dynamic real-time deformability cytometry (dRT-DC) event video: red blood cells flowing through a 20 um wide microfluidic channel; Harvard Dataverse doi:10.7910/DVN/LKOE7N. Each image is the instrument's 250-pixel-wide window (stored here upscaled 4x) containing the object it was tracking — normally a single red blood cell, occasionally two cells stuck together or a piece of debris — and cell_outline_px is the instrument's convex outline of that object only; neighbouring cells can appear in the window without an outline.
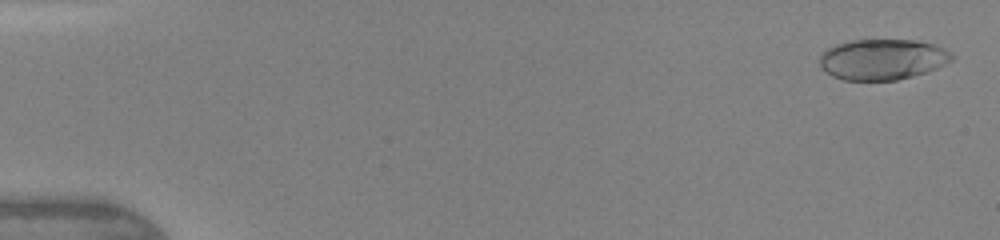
{"species": "human", "species_latin": "Homo sapiens", "temperature_condition": "warm", "stored_images_in_passage": 46, "camera_frame_rate_fps": 3000, "um_per_image_px": 0.085, "donor": {"sex": "female"}, "frame": {"image": 1, "passage_image": 2, "time_ms": 0.333, "image_size_px": [1000, 240], "cell_outline_px": [[952, 60], [936, 68], [912, 76], [896, 80], [844, 80], [832, 76], [820, 68], [820, 56], [832, 44], [852, 40], [916, 40], [932, 44], [948, 52], [952, 56]], "centroid_in_image_um": [74.93, 5.05], "position_along_channel_um": 10.1, "area_um2": 31.1}}
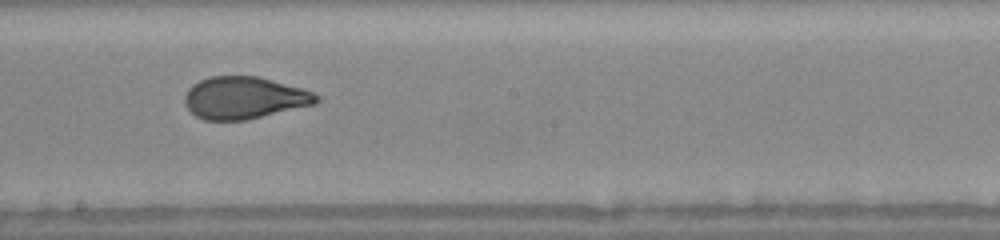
{"frame": {"image": 2, "passage_image": 27, "time_ms": 8.667, "image_size_px": [1000, 240], "cell_outline_px": [[320, 100], [316, 104], [248, 120], [204, 120], [196, 116], [184, 104], [184, 96], [188, 88], [192, 84], [200, 80], [212, 76], [256, 76], [272, 80], [300, 88], [312, 92], [320, 96]], "centroid_in_image_um": [20.75, 8.32], "position_along_channel_um": 227.4, "area_um2": 32.43}}
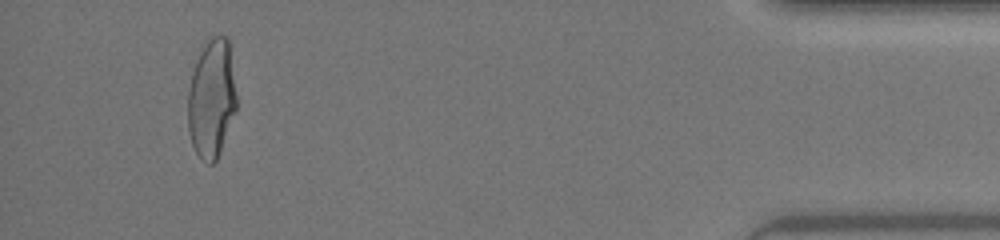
{"frame": {"image": 3, "passage_image": 44, "time_ms": 14.333, "image_size_px": [1000, 240], "cell_outline_px": [[236, 108], [220, 152], [216, 160], [212, 164], [208, 164], [196, 152], [192, 144], [188, 132], [188, 92], [192, 72], [196, 60], [208, 36], [228, 36], [236, 92]], "centroid_in_image_um": [17.98, 8.35], "position_along_channel_um": 417.2, "area_um2": 33.58}, "authors_computed_cell_mechanics": {"area_um2": 32.9749, "velocity_mm_per_s": 4.3959, "shape_relaxation_time_tau1_ms": 4.6913, "shape_relaxation_time_tau2_ms": 0.7974, "deformation_change_tau1": 0.2007, "deformation_change_tau2": 0.0705}}